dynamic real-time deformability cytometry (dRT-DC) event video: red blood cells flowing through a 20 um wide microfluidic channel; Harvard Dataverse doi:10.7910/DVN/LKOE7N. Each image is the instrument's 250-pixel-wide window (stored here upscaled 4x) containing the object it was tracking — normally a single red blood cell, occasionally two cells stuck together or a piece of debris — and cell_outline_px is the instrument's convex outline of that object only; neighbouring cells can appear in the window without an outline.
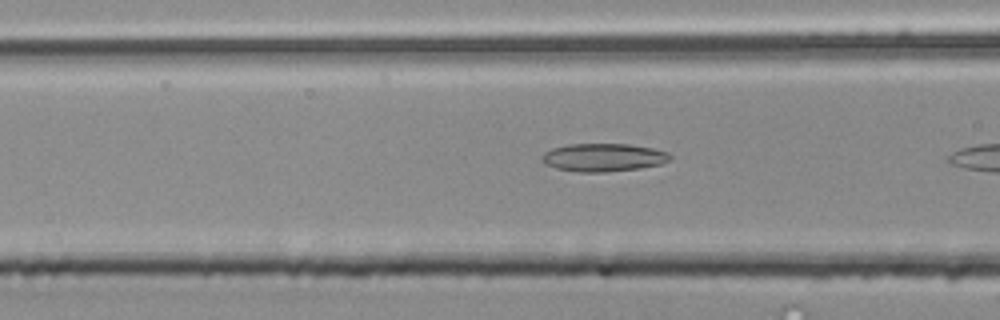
{"species": "common noctule bat (a hibernating species)", "species_latin": "Nyctalus noctula", "temperature_condition": "room temperature", "stored_images_in_passage": 20, "camera_frame_rate_fps": 3000, "um_per_image_px": 0.085, "animal": {"sex": "male", "body_mass_g": 20.4}, "frame": {"image": 1, "passage_image": 15, "time_ms": 4.667, "image_size_px": [1000, 320], "cell_outline_px": [[672, 160], [660, 164], [640, 168], [604, 172], [580, 172], [556, 168], [544, 164], [540, 160], [540, 156], [544, 152], [552, 148], [568, 144], [628, 144], [652, 148], [668, 152], [672, 156]], "centroid_in_image_um": [51.27, 13.38], "position_along_channel_um": 115.3, "area_um2": 21.1}}